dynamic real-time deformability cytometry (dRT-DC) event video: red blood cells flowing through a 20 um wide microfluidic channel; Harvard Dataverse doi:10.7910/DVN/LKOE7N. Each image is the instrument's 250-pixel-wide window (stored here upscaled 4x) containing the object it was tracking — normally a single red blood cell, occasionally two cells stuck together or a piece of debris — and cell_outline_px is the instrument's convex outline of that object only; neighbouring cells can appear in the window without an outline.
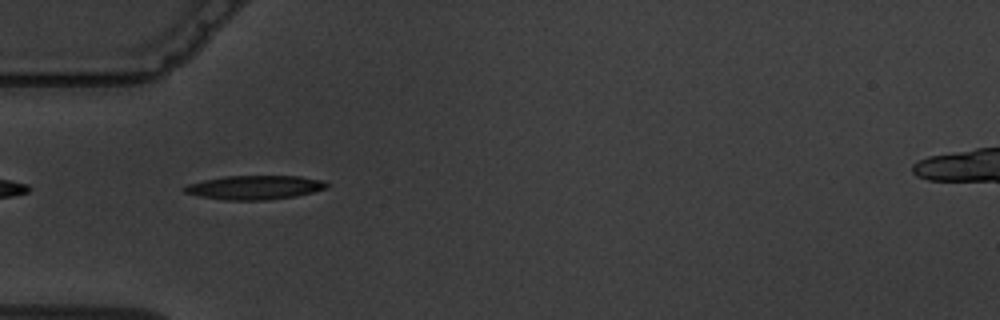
{"species": "common noctule bat (a hibernating species)", "species_latin": "Nyctalus noctula", "temperature_condition": "warm", "stored_images_in_passage": 8, "camera_frame_rate_fps": 3000, "um_per_image_px": 0.085, "animal": {"sex": "male", "body_mass_g": 19.5, "forearm_length_mm": 54.6}, "frame": {"image": 1, "passage_image": 5, "time_ms": 4.667, "image_size_px": [1000, 320], "cell_outline_px": [[328, 188], [296, 196], [264, 200], [224, 200], [200, 196], [184, 192], [180, 188], [188, 184], [204, 180], [224, 176], [300, 176], [320, 180], [328, 184]], "centroid_in_image_um": [21.62, 15.93], "position_along_channel_um": 63.4, "area_um2": 19.83}}
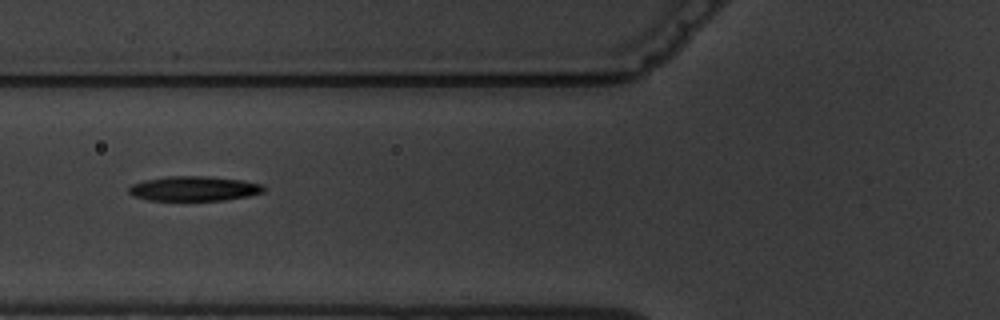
{"frame": {"image": 2, "passage_image": 6, "time_ms": 6.0, "image_size_px": [1000, 320], "cell_outline_px": [[264, 192], [248, 196], [224, 200], [148, 200], [132, 196], [128, 192], [128, 188], [132, 184], [144, 180], [164, 176], [208, 176], [244, 180], [260, 184], [264, 188]], "centroid_in_image_um": [16.46, 16.02], "position_along_channel_um": 109.3, "area_um2": 19.54}}
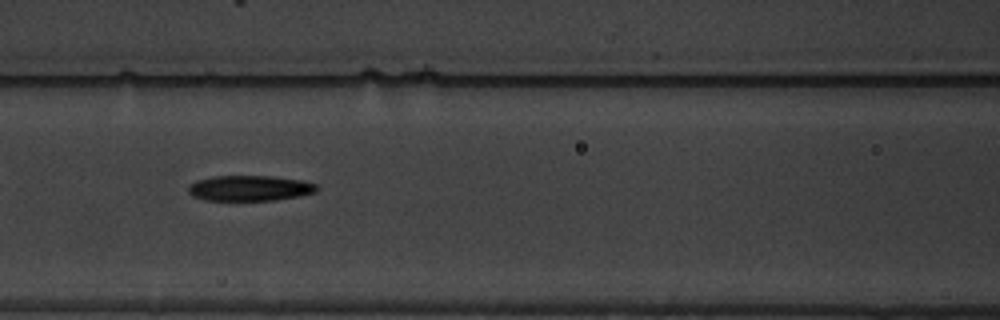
{"frame": {"image": 3, "passage_image": 7, "time_ms": 7.0, "image_size_px": [1000, 320], "cell_outline_px": [[320, 188], [316, 192], [296, 196], [272, 200], [204, 200], [192, 196], [188, 192], [188, 184], [196, 180], [212, 176], [272, 176], [304, 180], [316, 184]], "centroid_in_image_um": [21.2, 15.98], "position_along_channel_um": 145.4, "area_um2": 19.19}}